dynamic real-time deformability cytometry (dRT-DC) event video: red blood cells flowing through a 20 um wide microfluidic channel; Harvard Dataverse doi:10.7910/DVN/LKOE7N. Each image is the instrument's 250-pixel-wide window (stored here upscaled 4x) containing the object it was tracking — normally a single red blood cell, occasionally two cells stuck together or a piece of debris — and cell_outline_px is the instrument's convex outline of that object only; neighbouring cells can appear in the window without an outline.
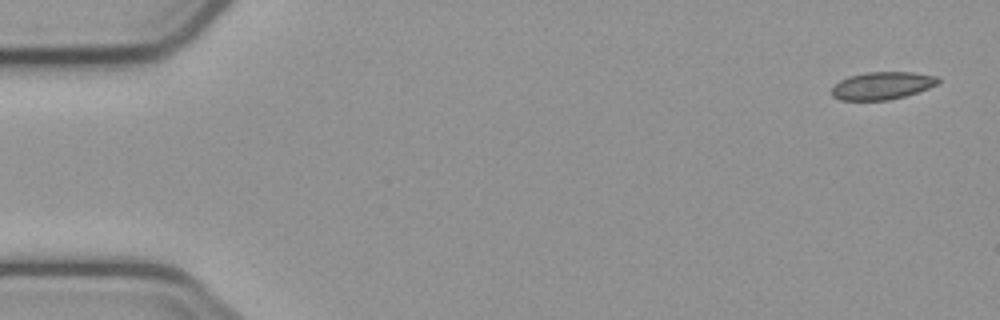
{"species": "common noctule bat (a hibernating species)", "species_latin": "Nyctalus noctula", "temperature_condition": "cold", "stored_images_in_passage": 4, "camera_frame_rate_fps": 3000, "um_per_image_px": 0.085, "animal": {"sex": "male", "body_mass_g": 23.1, "forearm_length_mm": 52.7}, "frame": {"image": 1, "passage_image": 1, "time_ms": 0.0, "image_size_px": [1000, 320], "cell_outline_px": [[940, 84], [904, 96], [888, 100], [840, 100], [832, 96], [832, 88], [840, 80], [848, 76], [868, 72], [912, 72], [936, 76], [940, 80]], "centroid_in_image_um": [74.99, 7.27], "position_along_channel_um": 10.0, "area_um2": 17.05}}